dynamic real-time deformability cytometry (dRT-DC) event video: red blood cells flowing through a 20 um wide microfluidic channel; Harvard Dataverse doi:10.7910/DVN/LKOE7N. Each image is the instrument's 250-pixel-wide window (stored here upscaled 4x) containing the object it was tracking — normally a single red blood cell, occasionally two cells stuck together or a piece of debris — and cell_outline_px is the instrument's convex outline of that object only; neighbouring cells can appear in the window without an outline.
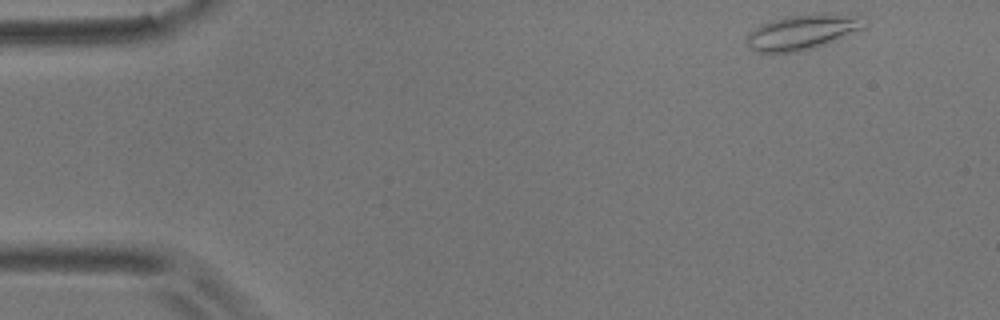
{"species": "common noctule bat (a hibernating species)", "species_latin": "Nyctalus noctula", "temperature_condition": "room temperature", "stored_images_in_passage": 4, "camera_frame_rate_fps": 3000, "um_per_image_px": 0.085, "animal": {"sex": "male", "body_mass_g": 17.9}, "frame": {"image": 1, "passage_image": 1, "time_ms": 0.0, "image_size_px": [1000, 320], "cell_outline_px": [[864, 28], [824, 44], [812, 48], [796, 52], [756, 52], [748, 48], [748, 36], [756, 28], [764, 24], [784, 16], [864, 16]], "centroid_in_image_um": [68.16, 2.77], "position_along_channel_um": 16.8, "area_um2": 22.6}}